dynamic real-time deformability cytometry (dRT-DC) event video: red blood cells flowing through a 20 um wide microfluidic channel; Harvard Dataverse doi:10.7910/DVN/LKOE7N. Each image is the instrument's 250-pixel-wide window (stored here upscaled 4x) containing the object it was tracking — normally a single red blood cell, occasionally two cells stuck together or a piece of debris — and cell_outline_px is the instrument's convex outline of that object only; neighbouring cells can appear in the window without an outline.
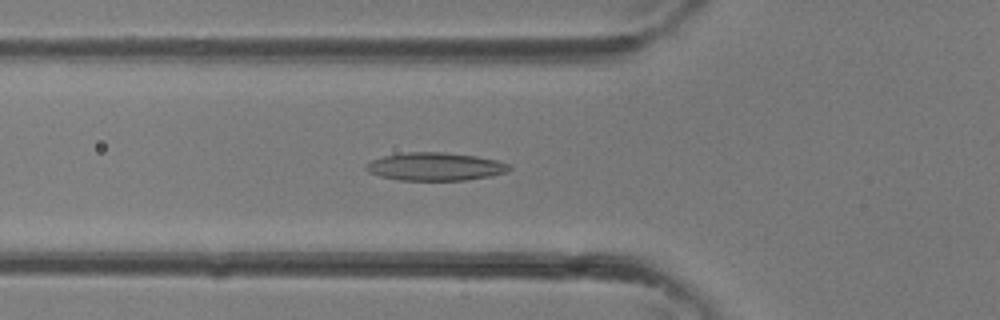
{"species": "common noctule bat (a hibernating species)", "species_latin": "Nyctalus noctula", "temperature_condition": "room temperature", "stored_images_in_passage": 23, "camera_frame_rate_fps": 3000, "um_per_image_px": 0.085, "animal": {"sex": "female"}, "frame": {"image": 1, "passage_image": 13, "time_ms": 4.0, "image_size_px": [1000, 320], "cell_outline_px": [[512, 168], [508, 172], [492, 176], [464, 180], [400, 180], [380, 176], [368, 172], [364, 168], [364, 164], [372, 160], [384, 156], [400, 152], [444, 152], [476, 156], [496, 160], [508, 164]], "centroid_in_image_um": [36.98, 14.15], "position_along_channel_um": 88.8, "area_um2": 23.52}}
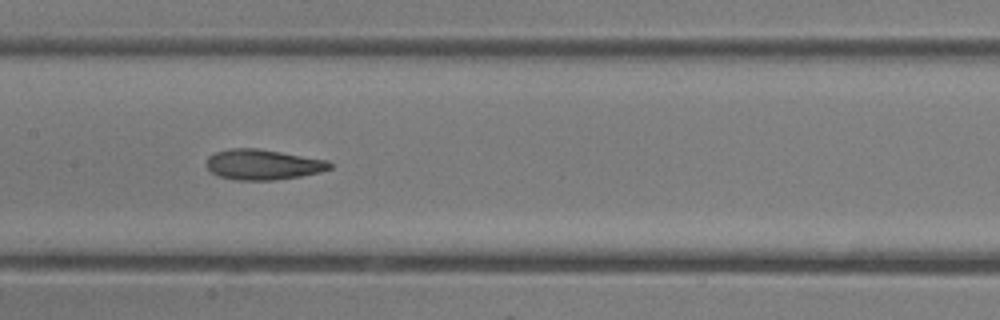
{"frame": {"image": 2, "passage_image": 18, "time_ms": 5.667, "image_size_px": [1000, 320], "cell_outline_px": [[332, 168], [320, 172], [300, 176], [276, 180], [236, 180], [216, 176], [204, 164], [208, 156], [216, 152], [228, 148], [256, 148], [328, 160], [332, 164]], "centroid_in_image_um": [22.32, 13.99], "position_along_channel_um": 185.1, "area_um2": 21.96}}
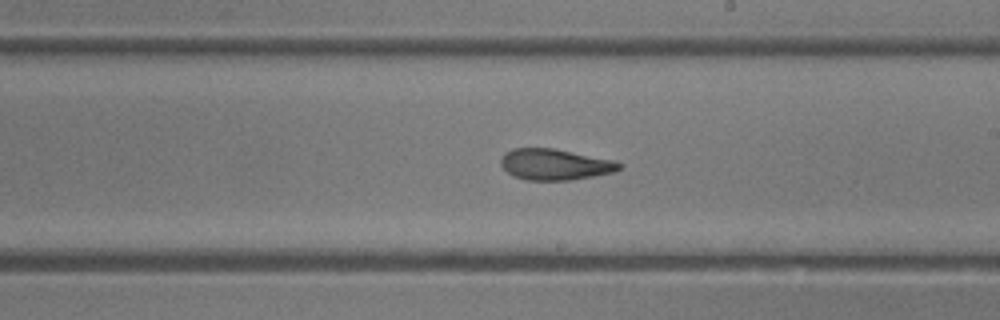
{"frame": {"image": 3, "passage_image": 21, "time_ms": 6.667, "image_size_px": [1000, 320], "cell_outline_px": [[624, 164], [620, 168], [612, 172], [572, 180], [524, 180], [512, 176], [500, 164], [500, 160], [504, 152], [512, 148], [552, 148], [612, 160]], "centroid_in_image_um": [47.11, 13.98], "position_along_channel_um": 241.9, "area_um2": 21.33}}